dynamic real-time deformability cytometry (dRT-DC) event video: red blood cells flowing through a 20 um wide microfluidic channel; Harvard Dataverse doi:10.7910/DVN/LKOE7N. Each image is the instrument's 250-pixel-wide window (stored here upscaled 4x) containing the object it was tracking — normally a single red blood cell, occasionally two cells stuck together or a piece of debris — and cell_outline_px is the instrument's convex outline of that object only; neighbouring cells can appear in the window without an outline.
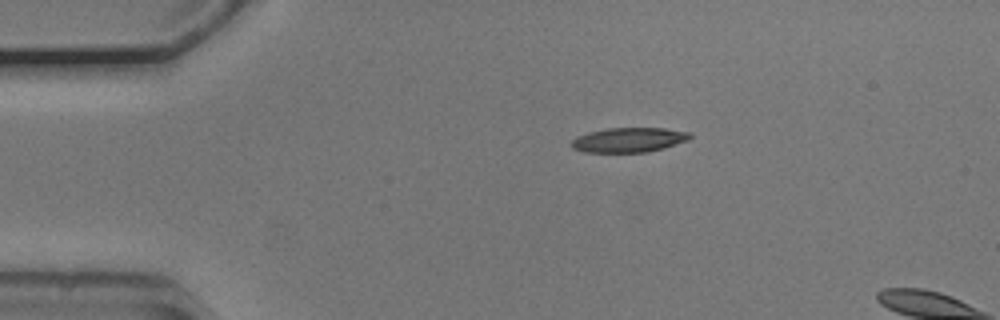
{"species": "common noctule bat (a hibernating species)", "species_latin": "Nyctalus noctula", "temperature_condition": "cold", "stored_images_in_passage": 5, "camera_frame_rate_fps": 3000, "um_per_image_px": 0.085, "animal": {"sex": "male", "body_mass_g": 20.5, "forearm_length_mm": 52.5}, "frame": {"image": 1, "passage_image": 1, "time_ms": 0.0, "image_size_px": [1000, 320], "cell_outline_px": [[692, 136], [688, 140], [664, 148], [648, 152], [584, 152], [572, 148], [568, 144], [576, 136], [588, 132], [608, 128], [664, 128], [692, 132]], "centroid_in_image_um": [53.44, 11.89], "position_along_channel_um": 31.6, "area_um2": 17.22}}